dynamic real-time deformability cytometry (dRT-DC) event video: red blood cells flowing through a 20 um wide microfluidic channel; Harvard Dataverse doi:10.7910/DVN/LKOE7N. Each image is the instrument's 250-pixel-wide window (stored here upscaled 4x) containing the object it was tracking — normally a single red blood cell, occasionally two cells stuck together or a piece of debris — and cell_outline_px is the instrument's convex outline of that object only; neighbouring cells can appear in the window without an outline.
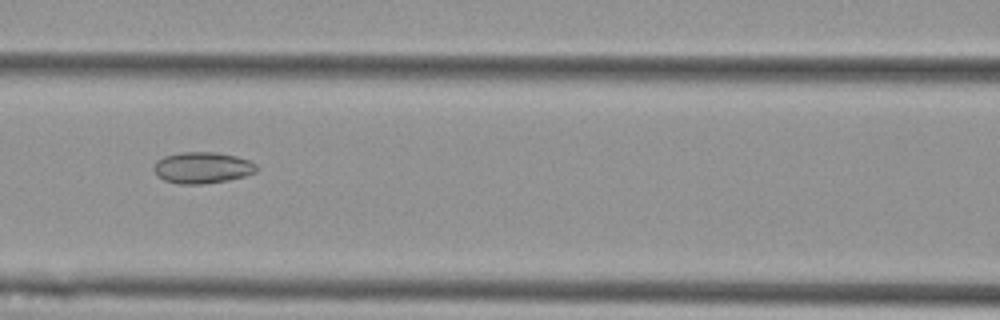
{"species": "Egyptian fruit bat (a non-hibernating species)", "species_latin": "Rousettus aegyptiacus", "temperature_condition": "cold", "stored_images_in_passage": 50, "camera_frame_rate_fps": 3000, "um_per_image_px": 0.085, "animal": {"sex": "female"}, "frame": {"image": 1, "passage_image": 19, "time_ms": 6.0, "image_size_px": [1000, 320], "cell_outline_px": [[260, 168], [256, 172], [244, 176], [228, 180], [200, 184], [180, 184], [164, 180], [156, 176], [152, 168], [156, 160], [164, 156], [180, 152], [216, 152], [236, 156], [248, 160], [256, 164]], "centroid_in_image_um": [17.18, 14.25], "position_along_channel_um": 149.4, "area_um2": 18.96}}
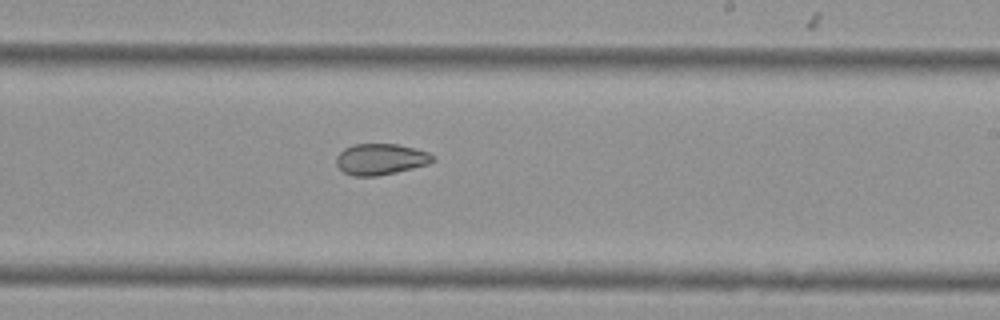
{"frame": {"image": 2, "passage_image": 28, "time_ms": 9.0, "image_size_px": [1000, 320], "cell_outline_px": [[436, 160], [428, 164], [396, 172], [376, 176], [352, 176], [344, 172], [336, 164], [336, 156], [344, 148], [352, 144], [396, 144], [416, 148], [428, 152]], "centroid_in_image_um": [32.34, 13.53], "position_along_channel_um": 256.7, "area_um2": 17.51}}
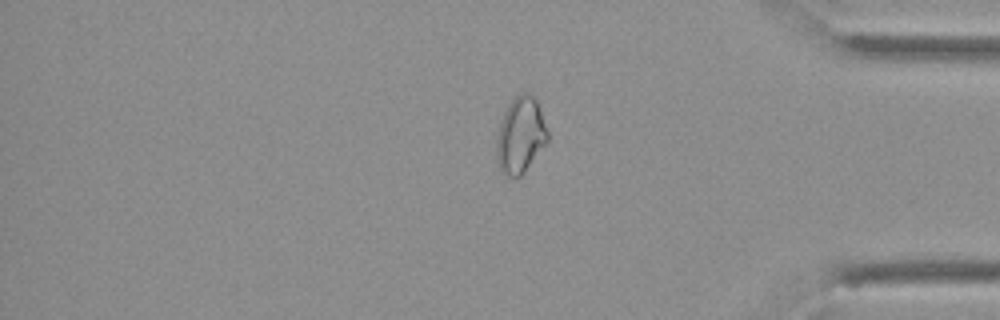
{"frame": {"image": 3, "passage_image": 41, "time_ms": 13.333, "image_size_px": [1000, 320], "cell_outline_px": [[548, 140], [524, 172], [520, 176], [508, 176], [500, 172], [496, 152], [496, 136], [500, 120], [508, 104], [520, 92], [528, 92], [536, 100], [548, 132]], "centroid_in_image_um": [44.21, 11.48], "position_along_channel_um": 391.0, "area_um2": 22.48}, "authors_computed_cell_mechanics": {"area_um2": 21.3571, "velocity_mm_per_s": 3.5965, "shape_relaxation_time_tau1_ms": null, "shape_relaxation_time_tau2_ms": 4.0085, "deformation_change_tau1": null, "deformation_change_tau2": 0.0874}}